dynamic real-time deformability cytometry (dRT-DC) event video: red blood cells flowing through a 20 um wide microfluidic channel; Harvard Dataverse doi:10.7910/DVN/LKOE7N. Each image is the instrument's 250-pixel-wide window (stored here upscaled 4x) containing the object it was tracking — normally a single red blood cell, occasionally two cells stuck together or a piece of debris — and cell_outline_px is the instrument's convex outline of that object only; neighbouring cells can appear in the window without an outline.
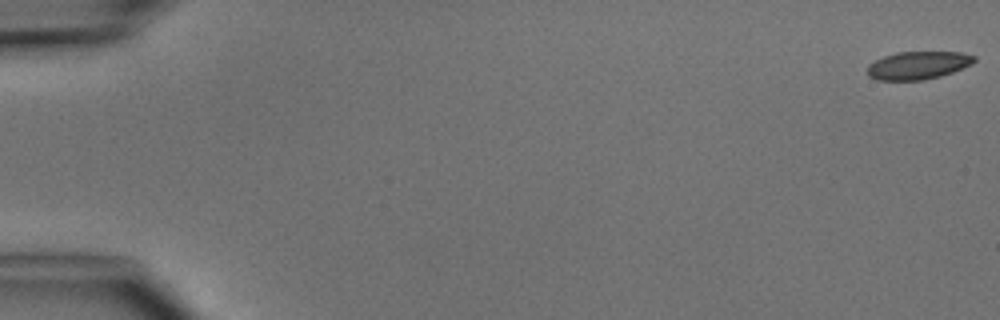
{"species": "common noctule bat (a hibernating species)", "species_latin": "Nyctalus noctula", "temperature_condition": "cold", "stored_images_in_passage": 5, "camera_frame_rate_fps": 3000, "um_per_image_px": 0.085, "animal": {"sex": "male", "body_mass_g": 15.6}, "frame": {"image": 1, "passage_image": 1, "time_ms": 0.0, "image_size_px": [1000, 320], "cell_outline_px": [[976, 60], [972, 64], [952, 72], [940, 76], [924, 80], [876, 80], [868, 76], [868, 64], [884, 56], [896, 52], [960, 52], [976, 56]], "centroid_in_image_um": [78.03, 5.55], "position_along_channel_um": 7.0, "area_um2": 17.4}}
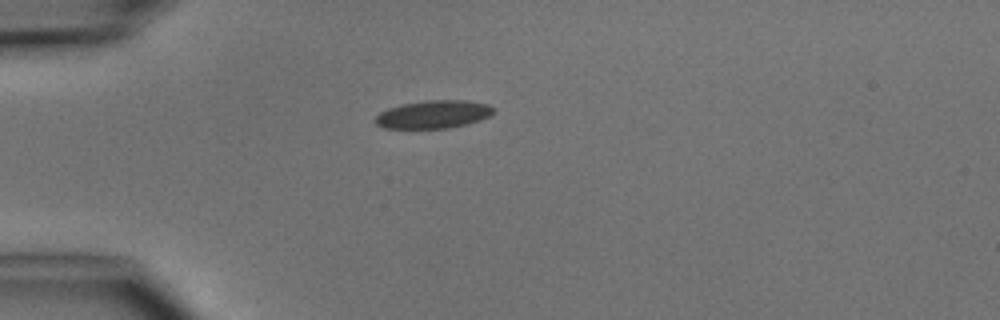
{"frame": {"image": 2, "passage_image": 4, "time_ms": 4.333, "image_size_px": [1000, 320], "cell_outline_px": [[496, 108], [488, 116], [480, 120], [448, 128], [384, 128], [376, 124], [372, 120], [380, 112], [388, 108], [404, 104], [428, 100], [464, 100], [488, 104]], "centroid_in_image_um": [36.81, 9.72], "position_along_channel_um": 48.2, "area_um2": 19.13}}